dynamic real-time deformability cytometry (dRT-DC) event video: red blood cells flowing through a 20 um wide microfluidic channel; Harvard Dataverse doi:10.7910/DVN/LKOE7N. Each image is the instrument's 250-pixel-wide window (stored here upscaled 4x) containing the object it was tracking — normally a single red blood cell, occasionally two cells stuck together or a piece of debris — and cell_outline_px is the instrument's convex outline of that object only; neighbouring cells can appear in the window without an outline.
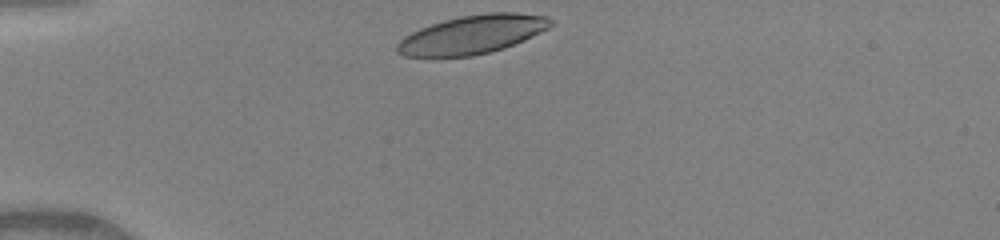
{"species": "human", "species_latin": "Homo sapiens", "temperature_condition": "warm", "stored_images_in_passage": 25, "camera_frame_rate_fps": 3000, "um_per_image_px": 0.085, "donor": {"sex": "female"}, "frame": {"image": 1, "passage_image": 1, "time_ms": 0.0, "image_size_px": [1000, 240], "cell_outline_px": [[556, 20], [548, 28], [524, 40], [504, 48], [472, 56], [432, 60], [404, 56], [396, 52], [396, 44], [404, 36], [420, 28], [444, 20], [460, 16], [488, 12], [516, 12], [548, 16]], "centroid_in_image_um": [40.09, 2.97], "position_along_channel_um": 44.9, "area_um2": 35.49}}
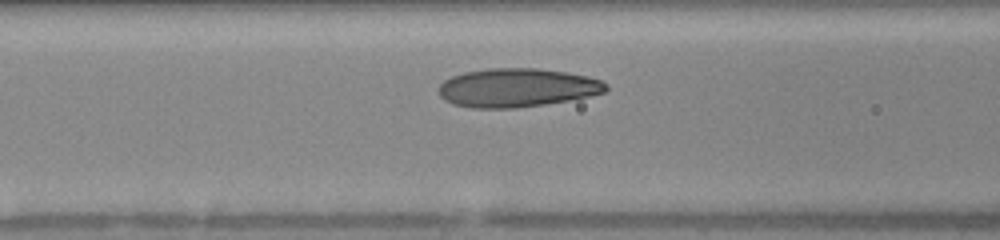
{"frame": {"image": 2, "passage_image": 9, "time_ms": 2.667, "image_size_px": [1000, 240], "cell_outline_px": [[608, 88], [604, 92], [588, 96], [568, 100], [544, 104], [516, 108], [472, 108], [452, 104], [444, 100], [440, 96], [440, 84], [444, 80], [452, 76], [464, 72], [488, 68], [536, 68], [564, 72], [588, 76], [600, 80], [608, 84]], "centroid_in_image_um": [43.92, 7.45], "position_along_channel_um": 122.7, "area_um2": 37.63}}
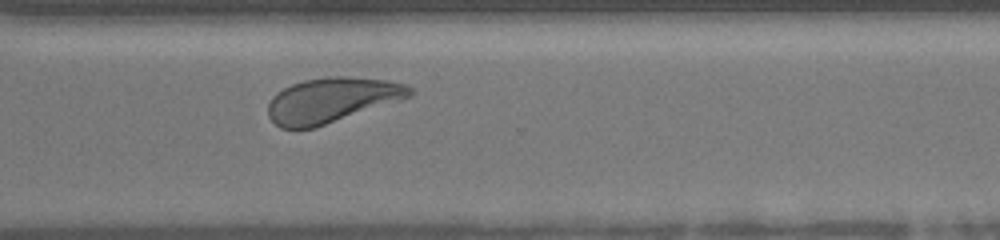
{"frame": {"image": 3, "passage_image": 25, "time_ms": 8.0, "image_size_px": [1000, 240], "cell_outline_px": [[416, 92], [400, 100], [316, 128], [280, 128], [268, 116], [268, 104], [272, 96], [276, 92], [292, 84], [304, 80], [332, 76], [344, 76], [388, 80], [408, 84]], "centroid_in_image_um": [28.2, 8.5], "position_along_channel_um": 342.4, "area_um2": 37.17}}